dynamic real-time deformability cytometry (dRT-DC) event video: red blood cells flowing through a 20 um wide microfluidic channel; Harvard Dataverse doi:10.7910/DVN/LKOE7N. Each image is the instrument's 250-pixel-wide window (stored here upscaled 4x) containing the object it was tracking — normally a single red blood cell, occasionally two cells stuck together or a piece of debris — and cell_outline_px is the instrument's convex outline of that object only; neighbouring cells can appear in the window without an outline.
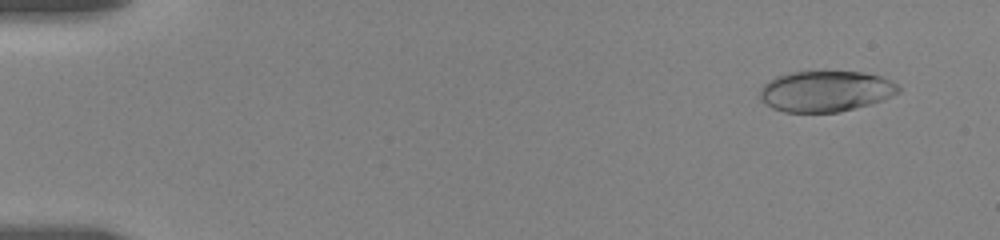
{"species": "human", "species_latin": "Homo sapiens", "temperature_condition": "room temperature", "stored_images_in_passage": 51, "camera_frame_rate_fps": 3000, "um_per_image_px": 0.085, "donor": {"sex": "female"}, "frame": {"image": 1, "passage_image": 4, "time_ms": 1.0, "image_size_px": [1000, 240], "cell_outline_px": [[900, 92], [892, 96], [868, 104], [840, 112], [784, 112], [772, 108], [760, 100], [760, 88], [768, 80], [776, 76], [788, 72], [860, 72], [880, 76], [896, 84], [900, 88]], "centroid_in_image_um": [70.12, 7.76], "position_along_channel_um": 14.9, "area_um2": 32.83}}
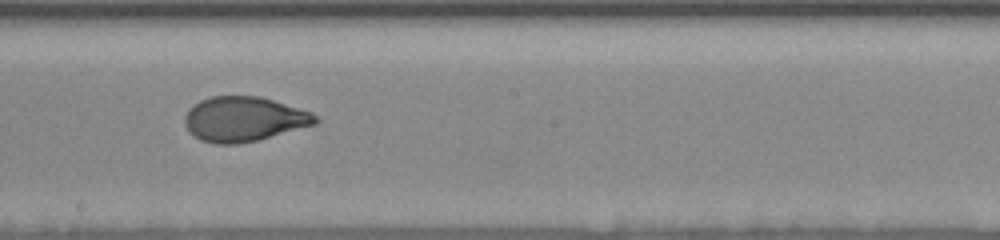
{"frame": {"image": 2, "passage_image": 31, "time_ms": 10.333, "image_size_px": [1000, 240], "cell_outline_px": [[320, 120], [316, 124], [256, 140], [236, 144], [216, 144], [200, 140], [184, 124], [184, 116], [188, 108], [200, 100], [212, 96], [260, 96], [312, 112], [320, 116]], "centroid_in_image_um": [20.74, 10.11], "position_along_channel_um": 227.5, "area_um2": 34.04}}
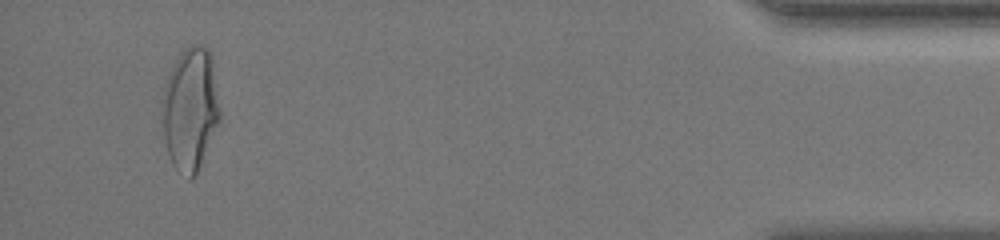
{"frame": {"image": 3, "passage_image": 48, "time_ms": 17.333, "image_size_px": [1000, 240], "cell_outline_px": [[220, 120], [200, 164], [192, 180], [188, 180], [172, 164], [168, 152], [164, 136], [164, 88], [168, 76], [180, 52], [184, 48], [192, 44], [204, 44], [208, 48], [212, 60], [220, 112]], "centroid_in_image_um": [16.2, 9.24], "position_along_channel_um": 419.0, "area_um2": 40.58}, "authors_computed_cell_mechanics": {"area_um2": 34.102, "velocity_mm_per_s": 3.6388, "shape_relaxation_time_tau1_ms": 4.9987, "shape_relaxation_time_tau2_ms": 0.9254, "deformation_change_tau1": 0.185, "deformation_change_tau2": 0.0632}}